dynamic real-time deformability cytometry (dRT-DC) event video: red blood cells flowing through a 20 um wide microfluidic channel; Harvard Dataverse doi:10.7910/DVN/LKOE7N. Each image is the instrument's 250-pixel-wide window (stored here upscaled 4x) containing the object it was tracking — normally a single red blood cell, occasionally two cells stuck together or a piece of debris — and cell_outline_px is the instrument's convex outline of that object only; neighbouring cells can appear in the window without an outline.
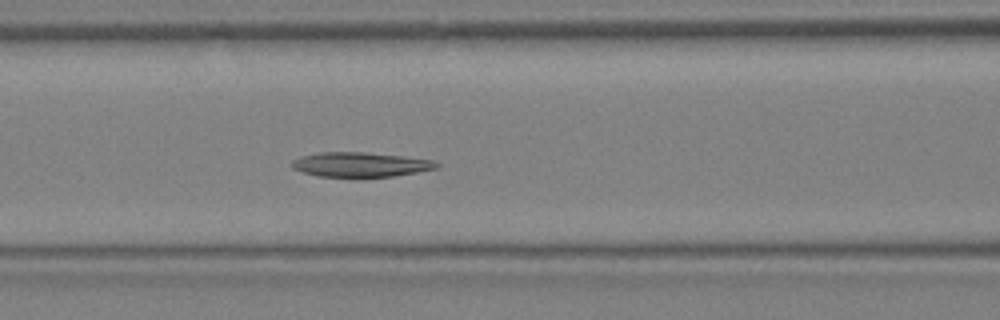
{"species": "Egyptian fruit bat (a non-hibernating species)", "species_latin": "Rousettus aegyptiacus", "temperature_condition": "warm", "stored_images_in_passage": 14, "camera_frame_rate_fps": 3000, "um_per_image_px": 0.085, "animal": {"sex": "female"}, "frame": {"image": 1, "passage_image": 12, "time_ms": 3.667, "image_size_px": [1000, 320], "cell_outline_px": [[440, 164], [436, 168], [416, 172], [392, 176], [364, 180], [360, 180], [316, 176], [300, 172], [292, 168], [292, 160], [300, 156], [320, 152], [364, 152], [404, 156], [432, 160]], "centroid_in_image_um": [30.57, 14.03], "position_along_channel_um": 136.0, "area_um2": 21.73}}
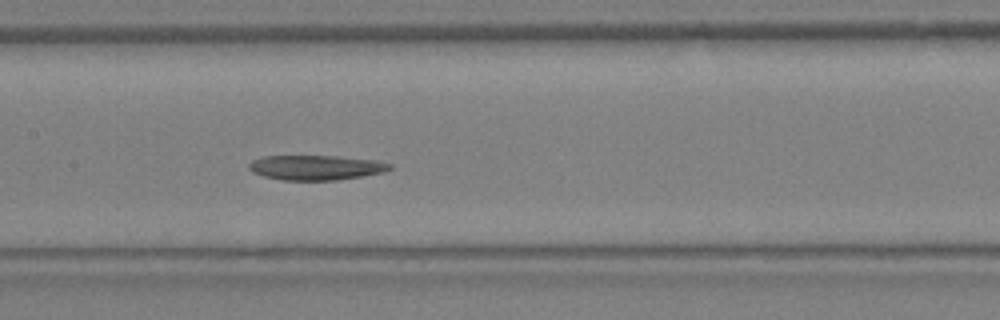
{"frame": {"image": 2, "passage_image": 14, "time_ms": 4.333, "image_size_px": [1000, 320], "cell_outline_px": [[392, 168], [384, 172], [336, 180], [280, 180], [264, 176], [252, 172], [248, 168], [248, 164], [252, 160], [264, 156], [336, 156], [376, 160], [392, 164]], "centroid_in_image_um": [26.83, 14.24], "position_along_channel_um": 180.6, "area_um2": 20.35}}